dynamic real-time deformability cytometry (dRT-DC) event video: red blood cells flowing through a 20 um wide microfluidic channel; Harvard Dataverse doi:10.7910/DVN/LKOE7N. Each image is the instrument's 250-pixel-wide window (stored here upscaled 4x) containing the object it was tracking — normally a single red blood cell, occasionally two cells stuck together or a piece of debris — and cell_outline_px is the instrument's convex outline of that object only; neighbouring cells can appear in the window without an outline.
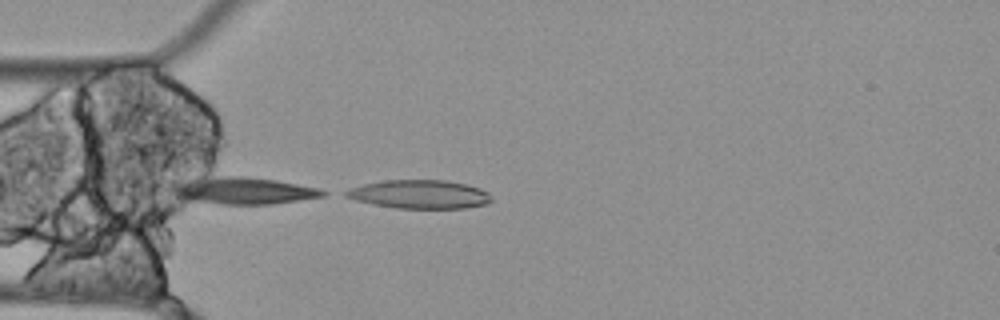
{"species": "Egyptian fruit bat (a non-hibernating species)", "species_latin": "Rousettus aegyptiacus", "temperature_condition": "cold", "stored_images_in_passage": 15, "camera_frame_rate_fps": 3000, "um_per_image_px": 0.085, "animal": {"sex": "female"}, "frame": {"image": 1, "passage_image": 15, "time_ms": 4.667, "image_size_px": [1000, 320], "cell_outline_px": [[492, 200], [488, 204], [468, 208], [396, 208], [356, 200], [344, 196], [344, 192], [352, 188], [364, 184], [384, 180], [444, 180], [464, 184], [480, 188], [488, 192], [492, 196]], "centroid_in_image_um": [35.72, 16.52], "position_along_channel_um": 49.3, "area_um2": 24.1}}